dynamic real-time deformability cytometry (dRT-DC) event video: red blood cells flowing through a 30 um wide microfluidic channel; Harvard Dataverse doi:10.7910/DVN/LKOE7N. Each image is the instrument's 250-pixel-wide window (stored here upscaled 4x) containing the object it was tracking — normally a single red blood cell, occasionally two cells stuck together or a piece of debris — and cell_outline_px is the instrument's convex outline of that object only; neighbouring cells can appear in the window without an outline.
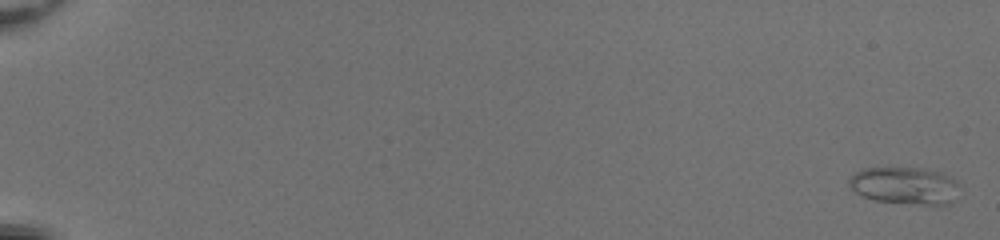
{"species": "common noctule bat (a hibernating species)", "species_latin": "Nyctalus noctula", "temperature_condition": "room temperature", "stored_images_in_passage": 53, "camera_frame_rate_fps": 3000, "um_per_image_px": 0.085, "animal": {"sex": "female", "body_mass_g": 20.0, "forearm_length_mm": 54.0}, "frame": {"image": 1, "passage_image": 2, "time_ms": 0.333, "image_size_px": [1000, 240], "cell_outline_px": [[956, 184], [948, 204], [932, 204], [876, 200], [864, 196], [856, 192], [848, 184], [848, 180], [856, 172], [864, 168], [924, 168], [940, 172], [956, 180]], "centroid_in_image_um": [76.82, 15.74], "position_along_channel_um": 8.2, "area_um2": 22.95}}
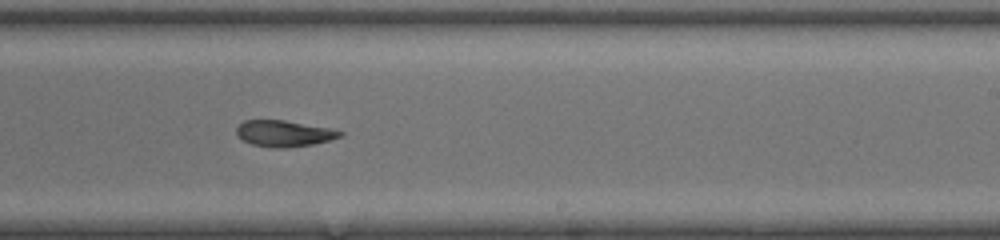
{"frame": {"image": 2, "passage_image": 36, "time_ms": 11.667, "image_size_px": [1000, 240], "cell_outline_px": [[344, 132], [340, 136], [328, 140], [312, 144], [284, 148], [276, 148], [252, 144], [244, 140], [236, 132], [236, 128], [244, 120], [284, 120], [328, 128]], "centroid_in_image_um": [24.11, 11.34], "position_along_channel_um": 264.9, "area_um2": 15.43}}
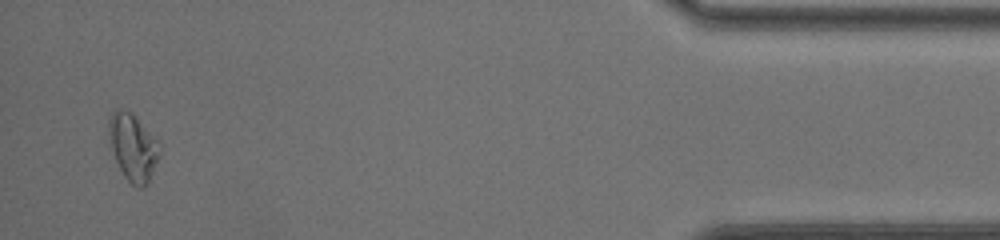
{"frame": {"image": 3, "passage_image": 52, "time_ms": 17.0, "image_size_px": [1000, 240], "cell_outline_px": [[156, 160], [148, 180], [144, 188], [136, 188], [124, 176], [116, 160], [112, 148], [108, 128], [108, 120], [112, 112], [116, 108], [120, 108], [132, 112], [136, 116], [156, 140]], "centroid_in_image_um": [11.24, 12.47], "position_along_channel_um": 424.0, "area_um2": 18.96}, "authors_computed_cell_mechanics": {"area_um2": 16.8776, "velocity_mm_per_s": 4.1626, "shape_relaxation_time_tau1_ms": null, "shape_relaxation_time_tau2_ms": 5.0689, "deformation_change_tau1": null, "deformation_change_tau2": 0.1105}}